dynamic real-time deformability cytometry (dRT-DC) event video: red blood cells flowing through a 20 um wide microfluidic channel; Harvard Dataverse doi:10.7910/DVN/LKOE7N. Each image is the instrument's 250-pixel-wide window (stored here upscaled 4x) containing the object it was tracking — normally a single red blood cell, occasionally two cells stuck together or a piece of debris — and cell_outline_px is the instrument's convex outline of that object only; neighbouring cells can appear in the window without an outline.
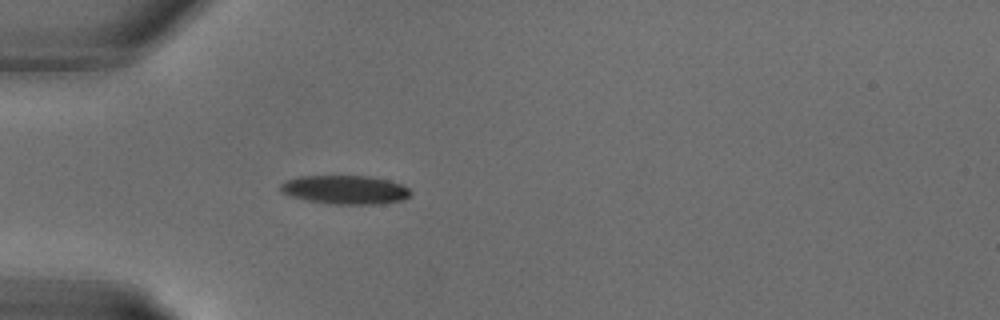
{"species": "common noctule bat (a hibernating species)", "species_latin": "Nyctalus noctula", "temperature_condition": "warm", "stored_images_in_passage": 7, "camera_frame_rate_fps": 3000, "um_per_image_px": 0.085, "animal": {"sex": "male", "body_mass_g": 18.8}, "frame": {"image": 1, "passage_image": 2, "time_ms": 0.333, "image_size_px": [1000, 320], "cell_outline_px": [[412, 192], [404, 200], [384, 204], [332, 204], [308, 200], [292, 196], [280, 192], [280, 184], [288, 180], [300, 176], [368, 176], [388, 180], [400, 184], [408, 188]], "centroid_in_image_um": [29.36, 16.13], "position_along_channel_um": 55.6, "area_um2": 21.73}}
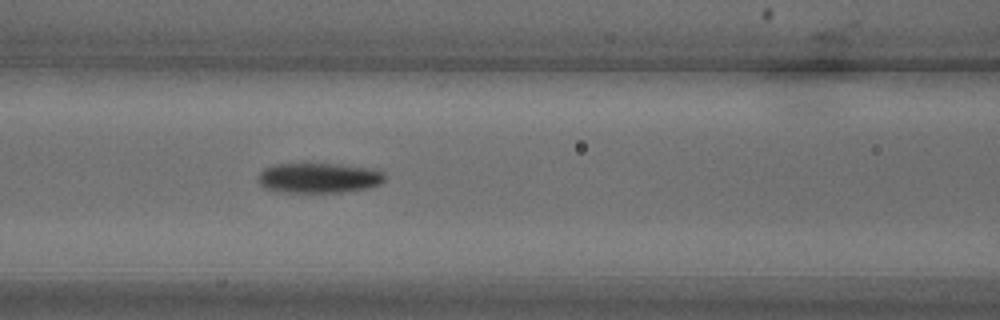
{"frame": {"image": 2, "passage_image": 6, "time_ms": 1.667, "image_size_px": [1000, 320], "cell_outline_px": [[384, 180], [380, 184], [368, 188], [340, 192], [276, 192], [264, 188], [260, 184], [260, 172], [264, 168], [272, 164], [304, 160], [380, 168], [384, 172]], "centroid_in_image_um": [27.1, 15.05], "position_along_channel_um": 139.5, "area_um2": 23.52}}